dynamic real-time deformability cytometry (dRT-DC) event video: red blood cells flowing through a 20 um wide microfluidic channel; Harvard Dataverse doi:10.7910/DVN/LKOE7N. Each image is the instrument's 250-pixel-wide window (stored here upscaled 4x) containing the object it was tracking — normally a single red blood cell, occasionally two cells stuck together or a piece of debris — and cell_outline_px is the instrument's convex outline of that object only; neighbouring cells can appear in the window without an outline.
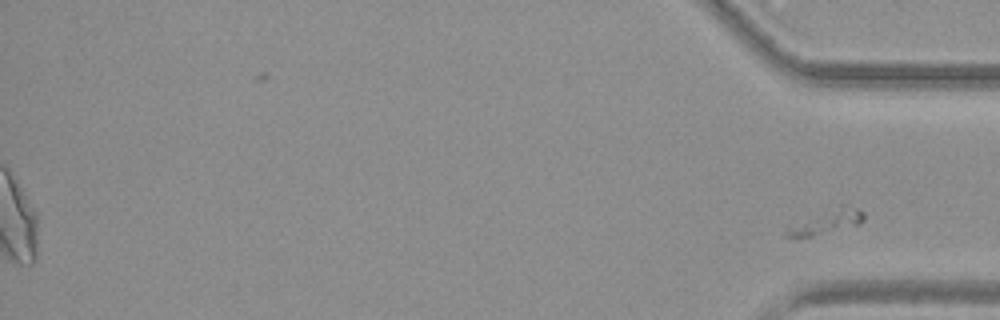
{"species": "common noctule bat (a hibernating species)", "species_latin": "Nyctalus noctula", "temperature_condition": "warm", "stored_images_in_passage": 40, "segment_of_instrument_passage": [2, 2], "camera_frame_rate_fps": 3000, "um_per_image_px": 0.085, "animal": {"sex": "female", "body_mass_g": 29.2, "forearm_length_mm": 56.3}, "frame": {"image": 1, "passage_image": 40, "time_ms": 13.0, "image_size_px": [1000, 320], "cell_outline_px": [[864, 220], [860, 224], [796, 240], [784, 236], [784, 232], [788, 228], [840, 204], [856, 208], [864, 212]], "centroid_in_image_um": [70.25, 18.9], "position_along_channel_um": 365.0, "area_um2": 10.58}}